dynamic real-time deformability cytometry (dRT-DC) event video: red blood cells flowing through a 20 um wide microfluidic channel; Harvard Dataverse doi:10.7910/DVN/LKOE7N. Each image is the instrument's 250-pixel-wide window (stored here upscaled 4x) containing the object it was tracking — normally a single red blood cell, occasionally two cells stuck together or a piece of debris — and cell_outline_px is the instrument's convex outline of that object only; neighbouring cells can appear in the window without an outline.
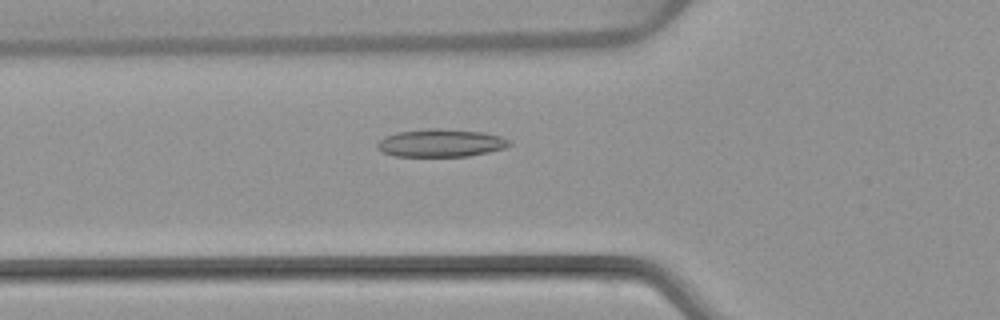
{"species": "common noctule bat (a hibernating species)", "species_latin": "Nyctalus noctula", "temperature_condition": "warm", "stored_images_in_passage": 53, "camera_frame_rate_fps": 3000, "um_per_image_px": 0.085, "animal": {"sex": "female", "body_mass_g": 22.7, "forearm_length_mm": 54.2}, "frame": {"image": 1, "passage_image": 19, "time_ms": 6.0, "image_size_px": [1000, 320], "cell_outline_px": [[512, 144], [504, 148], [488, 152], [468, 156], [392, 156], [376, 148], [376, 144], [384, 136], [396, 132], [428, 128], [440, 128], [484, 132], [500, 136], [512, 140]], "centroid_in_image_um": [37.47, 12.14], "position_along_channel_um": 88.3, "area_um2": 21.62}}
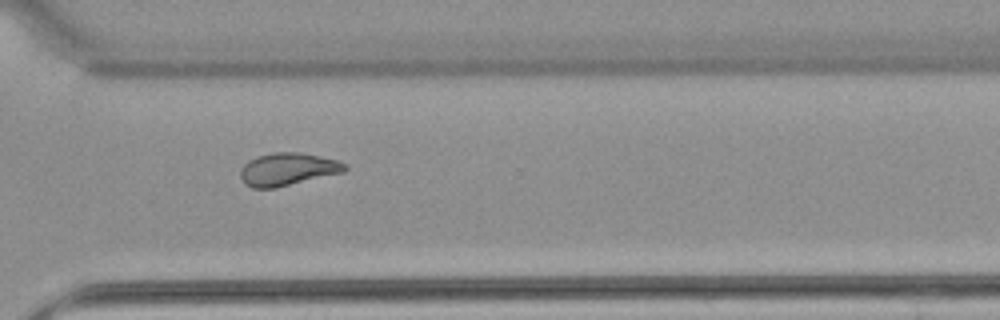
{"frame": {"image": 2, "passage_image": 39, "time_ms": 12.667, "image_size_px": [1000, 320], "cell_outline_px": [[348, 168], [344, 172], [276, 188], [252, 188], [244, 184], [240, 176], [240, 168], [248, 160], [256, 156], [272, 152], [300, 152], [320, 156], [336, 160], [348, 164]], "centroid_in_image_um": [24.44, 14.38], "position_along_channel_um": 346.2, "area_um2": 20.17}}
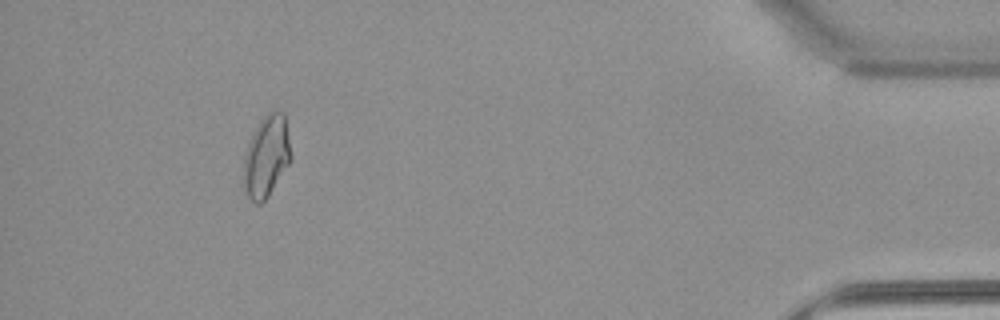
{"frame": {"image": 3, "passage_image": 49, "time_ms": 16.0, "image_size_px": [1000, 320], "cell_outline_px": [[292, 160], [268, 196], [260, 204], [256, 204], [248, 196], [244, 188], [244, 156], [252, 132], [260, 120], [268, 112], [284, 112], [292, 156]], "centroid_in_image_um": [22.66, 13.29], "position_along_channel_um": 412.5, "area_um2": 22.43}, "authors_computed_cell_mechanics": {"area_um2": 20.519, "velocity_mm_per_s": 3.8629, "shape_relaxation_time_tau1_ms": null, "shape_relaxation_time_tau2_ms": 3.4794, "deformation_change_tau1": null, "deformation_change_tau2": 0.0835}}